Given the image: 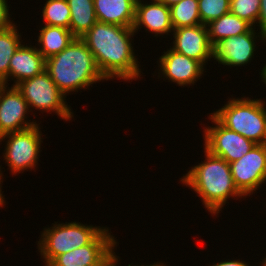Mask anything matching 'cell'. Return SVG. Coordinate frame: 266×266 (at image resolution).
<instances>
[{
  "label": "cell",
  "mask_w": 266,
  "mask_h": 266,
  "mask_svg": "<svg viewBox=\"0 0 266 266\" xmlns=\"http://www.w3.org/2000/svg\"><path fill=\"white\" fill-rule=\"evenodd\" d=\"M134 34L132 27L97 21L80 38L93 54L100 72L107 80L115 76L127 81L141 76L131 44V36Z\"/></svg>",
  "instance_id": "6da1fadb"
},
{
  "label": "cell",
  "mask_w": 266,
  "mask_h": 266,
  "mask_svg": "<svg viewBox=\"0 0 266 266\" xmlns=\"http://www.w3.org/2000/svg\"><path fill=\"white\" fill-rule=\"evenodd\" d=\"M45 70L65 95L107 80L100 72L95 58L81 38L74 40L60 53L46 59Z\"/></svg>",
  "instance_id": "7a4b0ae2"
},
{
  "label": "cell",
  "mask_w": 266,
  "mask_h": 266,
  "mask_svg": "<svg viewBox=\"0 0 266 266\" xmlns=\"http://www.w3.org/2000/svg\"><path fill=\"white\" fill-rule=\"evenodd\" d=\"M204 153L206 161L192 167L180 181L191 187L202 199L204 207L215 215L227 199L244 195L234 183L229 163L206 149Z\"/></svg>",
  "instance_id": "3957f363"
},
{
  "label": "cell",
  "mask_w": 266,
  "mask_h": 266,
  "mask_svg": "<svg viewBox=\"0 0 266 266\" xmlns=\"http://www.w3.org/2000/svg\"><path fill=\"white\" fill-rule=\"evenodd\" d=\"M261 99L233 98L212 115L226 128L254 142L265 144L266 107Z\"/></svg>",
  "instance_id": "277c9868"
},
{
  "label": "cell",
  "mask_w": 266,
  "mask_h": 266,
  "mask_svg": "<svg viewBox=\"0 0 266 266\" xmlns=\"http://www.w3.org/2000/svg\"><path fill=\"white\" fill-rule=\"evenodd\" d=\"M50 228L43 230L38 241L39 252L45 259V266L56 256L89 244L104 229L77 222L55 223Z\"/></svg>",
  "instance_id": "5b68a950"
},
{
  "label": "cell",
  "mask_w": 266,
  "mask_h": 266,
  "mask_svg": "<svg viewBox=\"0 0 266 266\" xmlns=\"http://www.w3.org/2000/svg\"><path fill=\"white\" fill-rule=\"evenodd\" d=\"M17 89L27 101L28 107L55 112L64 120H71L73 113L66 104V96L59 90L47 71L21 81Z\"/></svg>",
  "instance_id": "8992f818"
},
{
  "label": "cell",
  "mask_w": 266,
  "mask_h": 266,
  "mask_svg": "<svg viewBox=\"0 0 266 266\" xmlns=\"http://www.w3.org/2000/svg\"><path fill=\"white\" fill-rule=\"evenodd\" d=\"M38 125L0 137V142L6 137L9 138L5 145V153H3L5 155L3 157L13 174L32 169L38 164L37 159H39L42 142V134Z\"/></svg>",
  "instance_id": "52a82bcc"
},
{
  "label": "cell",
  "mask_w": 266,
  "mask_h": 266,
  "mask_svg": "<svg viewBox=\"0 0 266 266\" xmlns=\"http://www.w3.org/2000/svg\"><path fill=\"white\" fill-rule=\"evenodd\" d=\"M216 126L204 129V148L228 163L239 160L256 144L241 134L223 126L211 113L209 117Z\"/></svg>",
  "instance_id": "ba28073f"
},
{
  "label": "cell",
  "mask_w": 266,
  "mask_h": 266,
  "mask_svg": "<svg viewBox=\"0 0 266 266\" xmlns=\"http://www.w3.org/2000/svg\"><path fill=\"white\" fill-rule=\"evenodd\" d=\"M238 190L246 197L266 182V145L256 144L239 160L229 163Z\"/></svg>",
  "instance_id": "9c48e42d"
},
{
  "label": "cell",
  "mask_w": 266,
  "mask_h": 266,
  "mask_svg": "<svg viewBox=\"0 0 266 266\" xmlns=\"http://www.w3.org/2000/svg\"><path fill=\"white\" fill-rule=\"evenodd\" d=\"M7 88L0 84V137L37 125L36 121L25 120L29 107L22 93L16 86Z\"/></svg>",
  "instance_id": "30bf717a"
},
{
  "label": "cell",
  "mask_w": 266,
  "mask_h": 266,
  "mask_svg": "<svg viewBox=\"0 0 266 266\" xmlns=\"http://www.w3.org/2000/svg\"><path fill=\"white\" fill-rule=\"evenodd\" d=\"M104 228L89 244L56 256L47 266H96L117 244Z\"/></svg>",
  "instance_id": "8fae6325"
},
{
  "label": "cell",
  "mask_w": 266,
  "mask_h": 266,
  "mask_svg": "<svg viewBox=\"0 0 266 266\" xmlns=\"http://www.w3.org/2000/svg\"><path fill=\"white\" fill-rule=\"evenodd\" d=\"M173 50L199 61L205 66L213 58V47L209 42L207 26L199 24L192 27L173 29Z\"/></svg>",
  "instance_id": "7c38bea8"
},
{
  "label": "cell",
  "mask_w": 266,
  "mask_h": 266,
  "mask_svg": "<svg viewBox=\"0 0 266 266\" xmlns=\"http://www.w3.org/2000/svg\"><path fill=\"white\" fill-rule=\"evenodd\" d=\"M254 28L252 27L242 35L232 36L218 42L213 47V58L218 61V64L235 67L251 62L257 38Z\"/></svg>",
  "instance_id": "4fadbf2b"
},
{
  "label": "cell",
  "mask_w": 266,
  "mask_h": 266,
  "mask_svg": "<svg viewBox=\"0 0 266 266\" xmlns=\"http://www.w3.org/2000/svg\"><path fill=\"white\" fill-rule=\"evenodd\" d=\"M160 70L166 78L179 86L194 84L198 78H201L204 72V66L192 58L178 53L172 48L164 51L159 58Z\"/></svg>",
  "instance_id": "5bb4252c"
},
{
  "label": "cell",
  "mask_w": 266,
  "mask_h": 266,
  "mask_svg": "<svg viewBox=\"0 0 266 266\" xmlns=\"http://www.w3.org/2000/svg\"><path fill=\"white\" fill-rule=\"evenodd\" d=\"M150 3L145 2L144 4L141 0H137L135 21L132 27L134 32L141 29L142 27L140 26H144L146 27L145 30L155 33V36L173 32L170 7L157 0H153Z\"/></svg>",
  "instance_id": "9a60e30c"
},
{
  "label": "cell",
  "mask_w": 266,
  "mask_h": 266,
  "mask_svg": "<svg viewBox=\"0 0 266 266\" xmlns=\"http://www.w3.org/2000/svg\"><path fill=\"white\" fill-rule=\"evenodd\" d=\"M45 67L46 59L38 51V48L21 44L10 60L8 77L1 84L6 85L9 79L16 78L15 84H13L16 86L21 81L42 73L45 71Z\"/></svg>",
  "instance_id": "2e32d148"
},
{
  "label": "cell",
  "mask_w": 266,
  "mask_h": 266,
  "mask_svg": "<svg viewBox=\"0 0 266 266\" xmlns=\"http://www.w3.org/2000/svg\"><path fill=\"white\" fill-rule=\"evenodd\" d=\"M97 20L102 23L133 27L137 0H93Z\"/></svg>",
  "instance_id": "e0dca14e"
},
{
  "label": "cell",
  "mask_w": 266,
  "mask_h": 266,
  "mask_svg": "<svg viewBox=\"0 0 266 266\" xmlns=\"http://www.w3.org/2000/svg\"><path fill=\"white\" fill-rule=\"evenodd\" d=\"M207 26L209 42L214 47L218 42L247 33L252 26L231 12L222 15Z\"/></svg>",
  "instance_id": "ac0fdd59"
},
{
  "label": "cell",
  "mask_w": 266,
  "mask_h": 266,
  "mask_svg": "<svg viewBox=\"0 0 266 266\" xmlns=\"http://www.w3.org/2000/svg\"><path fill=\"white\" fill-rule=\"evenodd\" d=\"M74 38L70 29L44 25L38 36V43L41 46L38 51L45 59H48L63 51Z\"/></svg>",
  "instance_id": "d6986e66"
},
{
  "label": "cell",
  "mask_w": 266,
  "mask_h": 266,
  "mask_svg": "<svg viewBox=\"0 0 266 266\" xmlns=\"http://www.w3.org/2000/svg\"><path fill=\"white\" fill-rule=\"evenodd\" d=\"M70 8L69 29L75 37L80 38L98 21L93 0H67Z\"/></svg>",
  "instance_id": "ffe728a7"
},
{
  "label": "cell",
  "mask_w": 266,
  "mask_h": 266,
  "mask_svg": "<svg viewBox=\"0 0 266 266\" xmlns=\"http://www.w3.org/2000/svg\"><path fill=\"white\" fill-rule=\"evenodd\" d=\"M15 25L0 31V84L7 79L10 60L21 45V35Z\"/></svg>",
  "instance_id": "44dd1931"
},
{
  "label": "cell",
  "mask_w": 266,
  "mask_h": 266,
  "mask_svg": "<svg viewBox=\"0 0 266 266\" xmlns=\"http://www.w3.org/2000/svg\"><path fill=\"white\" fill-rule=\"evenodd\" d=\"M173 29L201 24L198 0H181L170 7Z\"/></svg>",
  "instance_id": "7402d4cb"
},
{
  "label": "cell",
  "mask_w": 266,
  "mask_h": 266,
  "mask_svg": "<svg viewBox=\"0 0 266 266\" xmlns=\"http://www.w3.org/2000/svg\"><path fill=\"white\" fill-rule=\"evenodd\" d=\"M42 17L48 26L69 29L71 14L67 0H47L42 10Z\"/></svg>",
  "instance_id": "603a6c76"
},
{
  "label": "cell",
  "mask_w": 266,
  "mask_h": 266,
  "mask_svg": "<svg viewBox=\"0 0 266 266\" xmlns=\"http://www.w3.org/2000/svg\"><path fill=\"white\" fill-rule=\"evenodd\" d=\"M231 0H198L201 24L208 25L230 12Z\"/></svg>",
  "instance_id": "cb8c5ba5"
},
{
  "label": "cell",
  "mask_w": 266,
  "mask_h": 266,
  "mask_svg": "<svg viewBox=\"0 0 266 266\" xmlns=\"http://www.w3.org/2000/svg\"><path fill=\"white\" fill-rule=\"evenodd\" d=\"M230 12L253 27L259 18L260 0H231Z\"/></svg>",
  "instance_id": "d4e9b609"
},
{
  "label": "cell",
  "mask_w": 266,
  "mask_h": 266,
  "mask_svg": "<svg viewBox=\"0 0 266 266\" xmlns=\"http://www.w3.org/2000/svg\"><path fill=\"white\" fill-rule=\"evenodd\" d=\"M9 16V6L7 1L0 0V31L14 25V23L9 19Z\"/></svg>",
  "instance_id": "484cf974"
},
{
  "label": "cell",
  "mask_w": 266,
  "mask_h": 266,
  "mask_svg": "<svg viewBox=\"0 0 266 266\" xmlns=\"http://www.w3.org/2000/svg\"><path fill=\"white\" fill-rule=\"evenodd\" d=\"M257 23H259L260 32L258 34V37L261 38V40H264L266 42V0H260V12H259V18L257 20Z\"/></svg>",
  "instance_id": "4316f807"
},
{
  "label": "cell",
  "mask_w": 266,
  "mask_h": 266,
  "mask_svg": "<svg viewBox=\"0 0 266 266\" xmlns=\"http://www.w3.org/2000/svg\"><path fill=\"white\" fill-rule=\"evenodd\" d=\"M118 256L112 250L104 259H102L96 266H117Z\"/></svg>",
  "instance_id": "83f0119b"
},
{
  "label": "cell",
  "mask_w": 266,
  "mask_h": 266,
  "mask_svg": "<svg viewBox=\"0 0 266 266\" xmlns=\"http://www.w3.org/2000/svg\"><path fill=\"white\" fill-rule=\"evenodd\" d=\"M211 266H249V264H247L244 261H240V260H229V261H222L220 263L218 262Z\"/></svg>",
  "instance_id": "f1b7e54d"
},
{
  "label": "cell",
  "mask_w": 266,
  "mask_h": 266,
  "mask_svg": "<svg viewBox=\"0 0 266 266\" xmlns=\"http://www.w3.org/2000/svg\"><path fill=\"white\" fill-rule=\"evenodd\" d=\"M157 1H160L161 3H164L166 6L171 7L180 2L181 0H157Z\"/></svg>",
  "instance_id": "f546056e"
},
{
  "label": "cell",
  "mask_w": 266,
  "mask_h": 266,
  "mask_svg": "<svg viewBox=\"0 0 266 266\" xmlns=\"http://www.w3.org/2000/svg\"><path fill=\"white\" fill-rule=\"evenodd\" d=\"M261 78H262V81L266 84V65L263 66L262 70H261Z\"/></svg>",
  "instance_id": "4dcf8cb0"
},
{
  "label": "cell",
  "mask_w": 266,
  "mask_h": 266,
  "mask_svg": "<svg viewBox=\"0 0 266 266\" xmlns=\"http://www.w3.org/2000/svg\"><path fill=\"white\" fill-rule=\"evenodd\" d=\"M1 182H3V181L0 179V207L3 206L4 203H5V202H4V199H5V198H4L3 194L1 193V192H2V190H1V187H2V186H1Z\"/></svg>",
  "instance_id": "1f68e13d"
},
{
  "label": "cell",
  "mask_w": 266,
  "mask_h": 266,
  "mask_svg": "<svg viewBox=\"0 0 266 266\" xmlns=\"http://www.w3.org/2000/svg\"><path fill=\"white\" fill-rule=\"evenodd\" d=\"M128 266H131V265L129 264ZM134 266H136V265H134ZM137 266H138V265H137ZM141 266H144V265H141ZM146 266H165V265H164V263H160V262H159V263H156V264L154 263L153 265L150 264V265H146Z\"/></svg>",
  "instance_id": "d6a6232c"
},
{
  "label": "cell",
  "mask_w": 266,
  "mask_h": 266,
  "mask_svg": "<svg viewBox=\"0 0 266 266\" xmlns=\"http://www.w3.org/2000/svg\"><path fill=\"white\" fill-rule=\"evenodd\" d=\"M262 263V266H266V257L264 258L263 262Z\"/></svg>",
  "instance_id": "836d02e7"
},
{
  "label": "cell",
  "mask_w": 266,
  "mask_h": 266,
  "mask_svg": "<svg viewBox=\"0 0 266 266\" xmlns=\"http://www.w3.org/2000/svg\"><path fill=\"white\" fill-rule=\"evenodd\" d=\"M2 174H3V173H1V166H0V179H1Z\"/></svg>",
  "instance_id": "e575fe53"
}]
</instances>
